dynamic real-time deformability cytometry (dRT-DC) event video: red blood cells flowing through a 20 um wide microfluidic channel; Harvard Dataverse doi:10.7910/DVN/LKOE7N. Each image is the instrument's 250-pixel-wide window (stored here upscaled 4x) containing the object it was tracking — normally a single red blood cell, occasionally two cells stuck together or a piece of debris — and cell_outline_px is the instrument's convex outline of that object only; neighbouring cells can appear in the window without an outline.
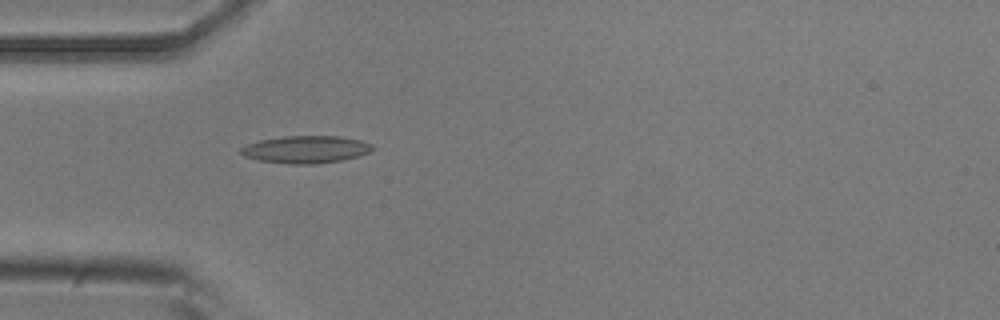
{"species": "common noctule bat (a hibernating species)", "species_latin": "Nyctalus noctula", "temperature_condition": "room temperature", "stored_images_in_passage": 4, "camera_frame_rate_fps": 3000, "um_per_image_px": 0.085, "animal": {"sex": "male", "body_mass_g": 20.5, "forearm_length_mm": 52.5}, "frame": {"image": 1, "passage_image": 4, "time_ms": 1.0, "image_size_px": [1000, 320], "cell_outline_px": [[376, 148], [368, 152], [356, 156], [340, 160], [312, 164], [288, 164], [260, 160], [244, 156], [240, 152], [240, 148], [248, 144], [260, 140], [284, 136], [340, 136], [360, 140], [372, 144]], "centroid_in_image_um": [25.99, 12.69], "position_along_channel_um": 59.0, "area_um2": 20.81}}